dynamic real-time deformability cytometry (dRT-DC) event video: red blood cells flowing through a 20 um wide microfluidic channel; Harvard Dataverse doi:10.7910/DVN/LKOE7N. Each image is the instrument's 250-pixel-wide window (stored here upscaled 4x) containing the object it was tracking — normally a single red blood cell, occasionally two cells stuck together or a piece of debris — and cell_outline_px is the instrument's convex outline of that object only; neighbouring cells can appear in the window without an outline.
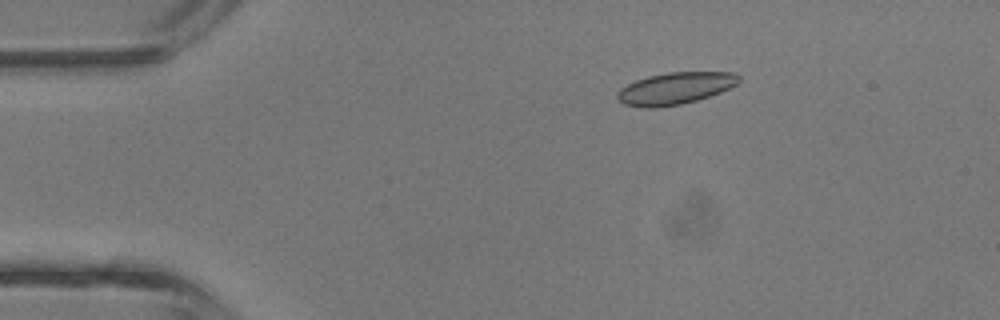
{"species": "common noctule bat (a hibernating species)", "species_latin": "Nyctalus noctula", "temperature_condition": "room temperature", "stored_images_in_passage": 4, "camera_frame_rate_fps": 3000, "um_per_image_px": 0.085, "animal": {"sex": "male", "body_mass_g": 13.3}, "frame": {"image": 1, "passage_image": 3, "time_ms": 0.667, "image_size_px": [1000, 320], "cell_outline_px": [[740, 80], [736, 84], [720, 92], [696, 100], [680, 104], [656, 108], [640, 108], [624, 104], [616, 96], [616, 92], [620, 88], [636, 80], [648, 76], [668, 72], [732, 72], [740, 76]], "centroid_in_image_um": [57.35, 7.51], "position_along_channel_um": 27.6, "area_um2": 22.54}}